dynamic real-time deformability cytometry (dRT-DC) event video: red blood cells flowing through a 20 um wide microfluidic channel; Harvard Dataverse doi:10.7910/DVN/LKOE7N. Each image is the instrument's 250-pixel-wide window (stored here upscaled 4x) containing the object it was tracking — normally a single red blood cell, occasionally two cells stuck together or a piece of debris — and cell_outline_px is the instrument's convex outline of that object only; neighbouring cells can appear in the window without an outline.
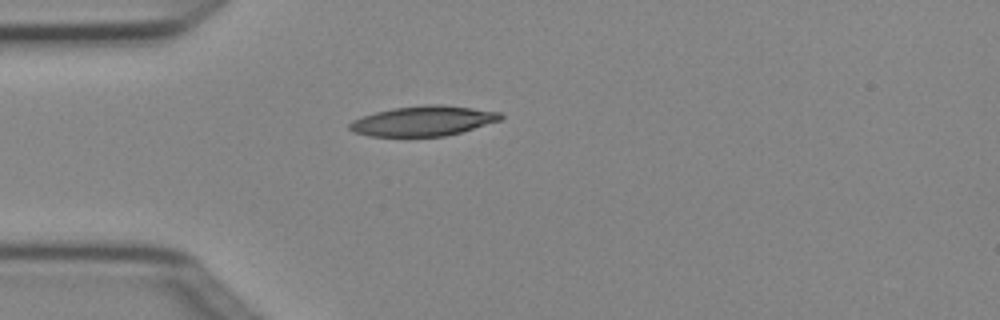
{"species": "Egyptian fruit bat (a non-hibernating species)", "species_latin": "Rousettus aegyptiacus", "temperature_condition": "cold", "stored_images_in_passage": 1, "camera_frame_rate_fps": 3000, "um_per_image_px": 0.085, "animal": {"sex": "female"}, "frame": {"image": 1, "passage_image": 1, "time_ms": 0.0, "image_size_px": [1000, 320], "cell_outline_px": [[504, 116], [500, 120], [460, 132], [444, 136], [368, 136], [352, 132], [348, 128], [348, 124], [352, 120], [376, 112], [392, 108], [428, 104], [440, 104], [472, 108], [500, 112]], "centroid_in_image_um": [35.93, 10.28], "position_along_channel_um": 49.1, "area_um2": 26.24}}